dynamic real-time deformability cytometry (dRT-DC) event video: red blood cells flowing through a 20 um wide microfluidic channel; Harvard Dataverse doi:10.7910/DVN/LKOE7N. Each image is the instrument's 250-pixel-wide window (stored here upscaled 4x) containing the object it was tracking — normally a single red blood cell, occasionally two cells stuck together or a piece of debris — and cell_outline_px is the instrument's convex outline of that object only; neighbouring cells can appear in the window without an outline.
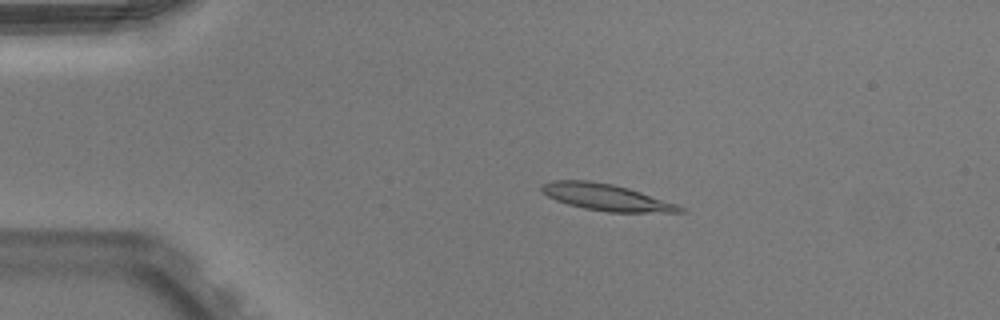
{"species": "Egyptian fruit bat (a non-hibernating species)", "species_latin": "Rousettus aegyptiacus", "temperature_condition": "warm", "stored_images_in_passage": 42, "camera_frame_rate_fps": 3000, "um_per_image_px": 0.085, "animal": {"sex": "male"}, "frame": {"image": 1, "passage_image": 2, "time_ms": 0.333, "image_size_px": [1000, 320], "cell_outline_px": [[684, 212], [608, 212], [584, 208], [568, 204], [556, 200], [548, 196], [540, 188], [540, 184], [552, 180], [588, 180], [612, 184], [628, 188], [676, 204], [684, 208]], "centroid_in_image_um": [51.48, 16.76], "position_along_channel_um": 33.5, "area_um2": 21.15}}
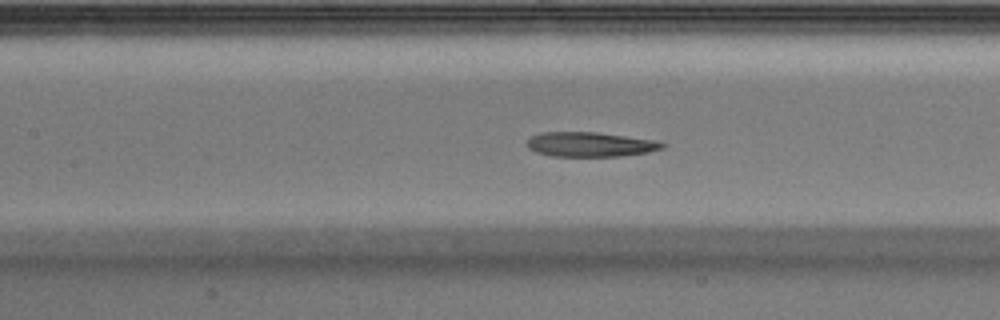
{"frame": {"image": 2, "passage_image": 15, "time_ms": 4.667, "image_size_px": [1000, 320], "cell_outline_px": [[668, 144], [664, 148], [648, 152], [620, 156], [552, 156], [536, 152], [528, 148], [528, 140], [532, 136], [540, 132], [596, 132], [652, 140]], "centroid_in_image_um": [50.16, 12.27], "position_along_channel_um": 157.2, "area_um2": 19.25}}
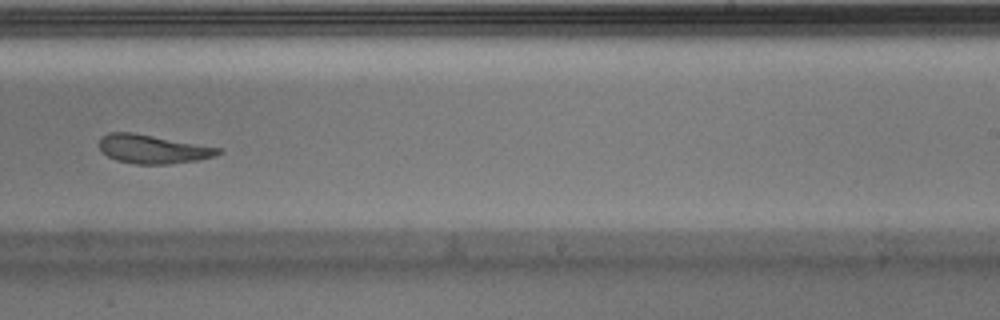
{"frame": {"image": 3, "passage_image": 24, "time_ms": 7.667, "image_size_px": [1000, 320], "cell_outline_px": [[220, 152], [216, 156], [196, 160], [168, 164], [136, 164], [116, 160], [108, 156], [100, 148], [100, 136], [108, 132], [132, 132], [220, 148]], "centroid_in_image_um": [12.95, 12.67], "position_along_channel_um": 276.1, "area_um2": 19.65}, "authors_computed_cell_mechanics": {"area_um2": 20.9814, "velocity_mm_per_s": 3.9691, "shape_relaxation_time_tau1_ms": 9.1068, "shape_relaxation_time_tau2_ms": null, "deformation_change_tau1": 0.2833, "deformation_change_tau2": null}}